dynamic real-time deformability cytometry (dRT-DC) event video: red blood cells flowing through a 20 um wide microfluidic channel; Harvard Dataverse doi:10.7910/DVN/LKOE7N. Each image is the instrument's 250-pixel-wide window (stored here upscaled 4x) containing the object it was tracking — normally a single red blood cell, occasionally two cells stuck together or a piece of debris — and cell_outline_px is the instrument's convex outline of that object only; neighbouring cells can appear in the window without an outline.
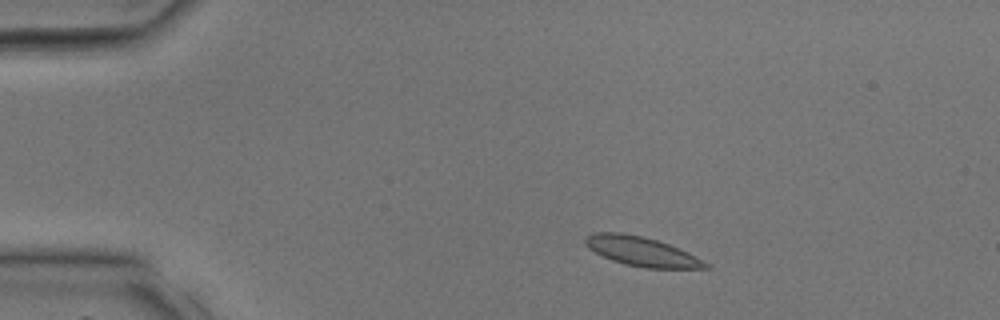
{"species": "common noctule bat (a hibernating species)", "species_latin": "Nyctalus noctula", "temperature_condition": "room temperature", "stored_images_in_passage": 33, "camera_frame_rate_fps": 3000, "um_per_image_px": 0.085, "animal": {"sex": "male", "body_mass_g": 17.9, "forearm_length_mm": 54.2}, "frame": {"image": 1, "passage_image": 4, "time_ms": 1.0, "image_size_px": [1000, 320], "cell_outline_px": [[712, 268], [644, 268], [624, 264], [612, 260], [588, 248], [584, 244], [584, 240], [592, 232], [620, 232], [644, 236], [668, 244], [688, 252], [712, 264]], "centroid_in_image_um": [54.57, 21.37], "position_along_channel_um": 30.4, "area_um2": 20.63}}
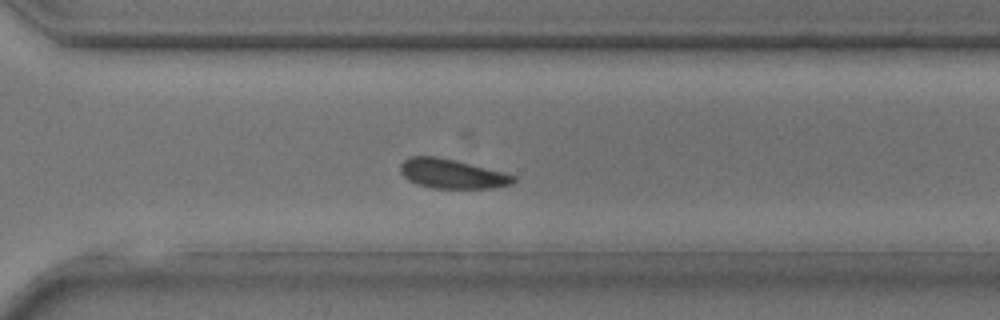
{"frame": {"image": 2, "passage_image": 23, "time_ms": 7.333, "image_size_px": [1000, 320], "cell_outline_px": [[516, 180], [512, 184], [492, 188], [432, 188], [416, 184], [408, 180], [400, 172], [400, 164], [408, 156], [436, 156], [456, 160], [504, 172], [516, 176]], "centroid_in_image_um": [38.41, 14.76], "position_along_channel_um": 332.2, "area_um2": 19.54}}
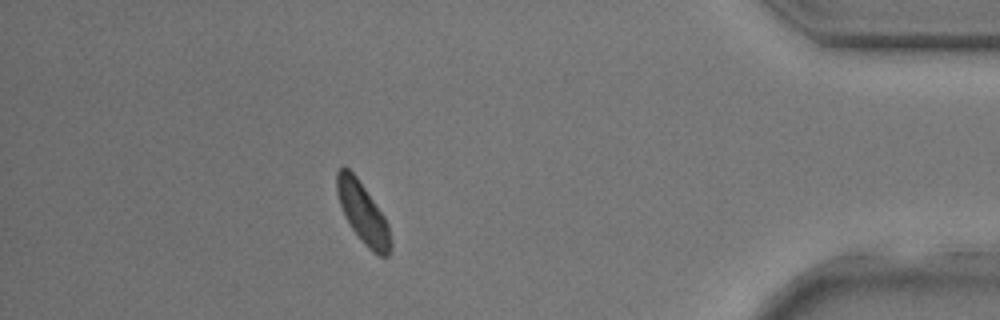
{"frame": {"image": 3, "passage_image": 29, "time_ms": 9.333, "image_size_px": [1000, 320], "cell_outline_px": [[392, 248], [388, 256], [380, 256], [372, 252], [368, 248], [352, 228], [340, 204], [336, 192], [336, 172], [340, 164], [344, 164], [356, 176], [384, 216], [388, 224], [392, 244]], "centroid_in_image_um": [30.84, 18.07], "position_along_channel_um": 404.4, "area_um2": 18.84}}